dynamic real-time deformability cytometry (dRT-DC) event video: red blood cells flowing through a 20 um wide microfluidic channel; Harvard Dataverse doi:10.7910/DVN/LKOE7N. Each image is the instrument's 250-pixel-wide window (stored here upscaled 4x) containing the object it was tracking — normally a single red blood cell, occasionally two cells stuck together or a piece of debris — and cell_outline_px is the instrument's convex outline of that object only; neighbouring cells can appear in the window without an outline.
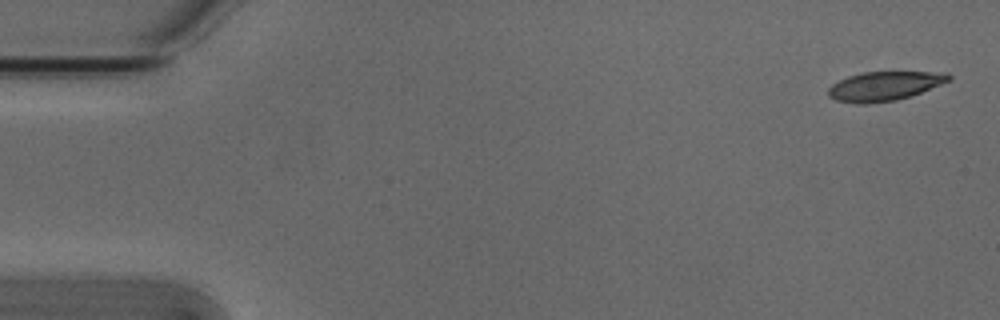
{"species": "Egyptian fruit bat (a non-hibernating species)", "species_latin": "Rousettus aegyptiacus", "temperature_condition": "cold", "stored_images_in_passage": 2, "camera_frame_rate_fps": 3000, "um_per_image_px": 0.085, "animal": {"sex": "male"}, "frame": {"image": 1, "passage_image": 2, "time_ms": 0.333, "image_size_px": [1000, 320], "cell_outline_px": [[952, 80], [920, 92], [896, 100], [868, 104], [856, 104], [836, 100], [828, 96], [828, 88], [832, 84], [848, 76], [864, 72], [948, 72], [952, 76]], "centroid_in_image_um": [75.17, 7.31], "position_along_channel_um": 9.8, "area_um2": 20.46}}